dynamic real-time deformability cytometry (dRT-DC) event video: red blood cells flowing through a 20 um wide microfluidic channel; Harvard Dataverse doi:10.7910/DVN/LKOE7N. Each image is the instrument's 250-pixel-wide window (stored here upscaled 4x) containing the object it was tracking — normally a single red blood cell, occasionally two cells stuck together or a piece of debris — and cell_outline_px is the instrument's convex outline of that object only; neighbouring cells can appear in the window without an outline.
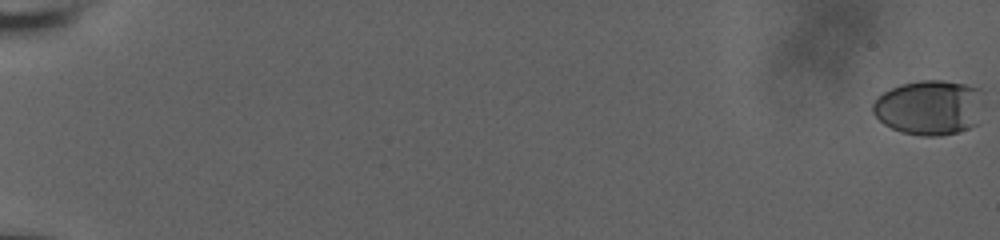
{"species": "human", "species_latin": "Homo sapiens", "temperature_condition": "room temperature", "stored_images_in_passage": 11, "camera_frame_rate_fps": 3000, "um_per_image_px": 0.085, "donor": {"sex": "male"}, "frame": {"image": 1, "passage_image": 1, "time_ms": 0.0, "image_size_px": [1000, 240], "cell_outline_px": [[984, 104], [976, 124], [968, 128], [956, 132], [940, 136], [920, 136], [900, 132], [884, 124], [872, 112], [872, 104], [876, 96], [900, 84], [920, 80], [940, 80], [964, 84], [980, 88], [984, 92]], "centroid_in_image_um": [79.02, 9.13], "position_along_channel_um": 6.0, "area_um2": 36.01}}